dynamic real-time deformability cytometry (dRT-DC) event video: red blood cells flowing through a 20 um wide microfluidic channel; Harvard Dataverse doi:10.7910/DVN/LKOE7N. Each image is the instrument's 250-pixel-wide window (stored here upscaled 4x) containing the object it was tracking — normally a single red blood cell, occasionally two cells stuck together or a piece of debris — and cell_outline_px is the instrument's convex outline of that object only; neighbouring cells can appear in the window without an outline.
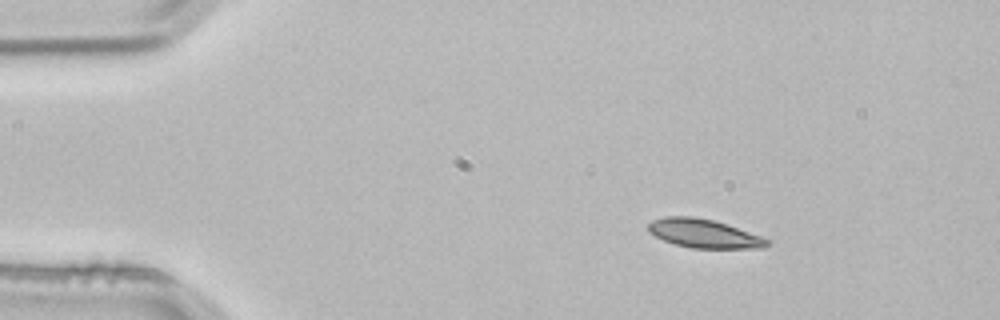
{"species": "common noctule bat (a hibernating species)", "species_latin": "Nyctalus noctula", "temperature_condition": "room temperature", "stored_images_in_passage": 2, "camera_frame_rate_fps": 3000, "um_per_image_px": 0.085, "animal": {"sex": "male", "body_mass_g": 21.5, "forearm_length_mm": 52.0}, "frame": {"image": 1, "passage_image": 1, "time_ms": 0.0, "image_size_px": [1000, 320], "cell_outline_px": [[768, 244], [764, 248], [692, 248], [676, 244], [664, 240], [648, 232], [648, 224], [652, 220], [664, 216], [692, 216], [712, 220], [728, 224], [760, 236], [768, 240]], "centroid_in_image_um": [59.8, 19.84], "position_along_channel_um": 25.2, "area_um2": 19.71}}